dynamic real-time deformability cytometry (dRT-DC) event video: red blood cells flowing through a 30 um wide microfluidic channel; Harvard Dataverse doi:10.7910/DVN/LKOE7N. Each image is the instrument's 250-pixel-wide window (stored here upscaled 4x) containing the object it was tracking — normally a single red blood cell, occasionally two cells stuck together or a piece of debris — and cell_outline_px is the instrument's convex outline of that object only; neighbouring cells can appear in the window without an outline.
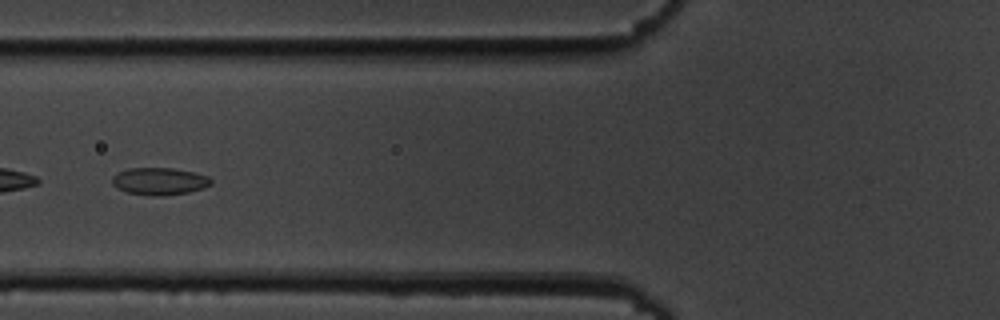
{"species": "common noctule bat (a hibernating species)", "species_latin": "Nyctalus noctula", "temperature_condition": "cold", "stored_images_in_passage": 41, "camera_frame_rate_fps": 3000, "um_per_image_px": 0.085, "animal": {"sex": "male", "body_mass_g": 19.5, "forearm_length_mm": 54.6}, "frame": {"image": 1, "passage_image": 9, "time_ms": 2.667, "image_size_px": [1000, 320], "cell_outline_px": [[212, 184], [204, 188], [188, 192], [164, 196], [148, 196], [128, 192], [112, 184], [112, 176], [116, 172], [128, 168], [172, 168], [192, 172], [208, 176], [212, 180]], "centroid_in_image_um": [13.55, 15.41], "position_along_channel_um": 112.3, "area_um2": 15.78}}
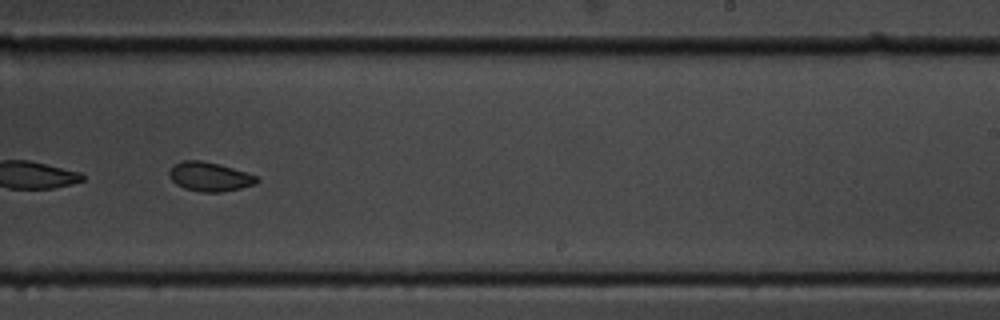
{"frame": {"image": 2, "passage_image": 22, "time_ms": 7.0, "image_size_px": [1000, 320], "cell_outline_px": [[260, 180], [256, 184], [240, 188], [220, 192], [200, 192], [184, 188], [176, 184], [168, 176], [168, 172], [172, 164], [180, 160], [200, 160], [220, 164], [260, 176]], "centroid_in_image_um": [17.81, 15.0], "position_along_channel_um": 271.2, "area_um2": 15.2}}
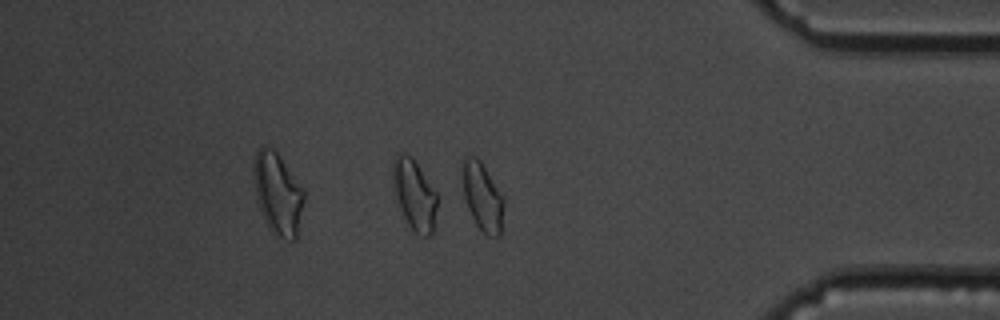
{"frame": {"image": 3, "passage_image": 34, "time_ms": 11.0, "image_size_px": [1000, 320], "cell_outline_px": [[504, 208], [500, 236], [488, 236], [476, 224], [468, 208], [464, 196], [460, 172], [460, 160], [464, 156], [476, 156], [480, 160], [504, 196]], "centroid_in_image_um": [40.98, 16.65], "position_along_channel_um": 394.2, "area_um2": 16.94}, "authors_computed_cell_mechanics": {"area_um2": 15.317, "velocity_mm_per_s": 3.6774, "shape_relaxation_time_tau1_ms": null, "shape_relaxation_time_tau2_ms": 2.8237, "deformation_change_tau1": null, "deformation_change_tau2": 0.0628}}